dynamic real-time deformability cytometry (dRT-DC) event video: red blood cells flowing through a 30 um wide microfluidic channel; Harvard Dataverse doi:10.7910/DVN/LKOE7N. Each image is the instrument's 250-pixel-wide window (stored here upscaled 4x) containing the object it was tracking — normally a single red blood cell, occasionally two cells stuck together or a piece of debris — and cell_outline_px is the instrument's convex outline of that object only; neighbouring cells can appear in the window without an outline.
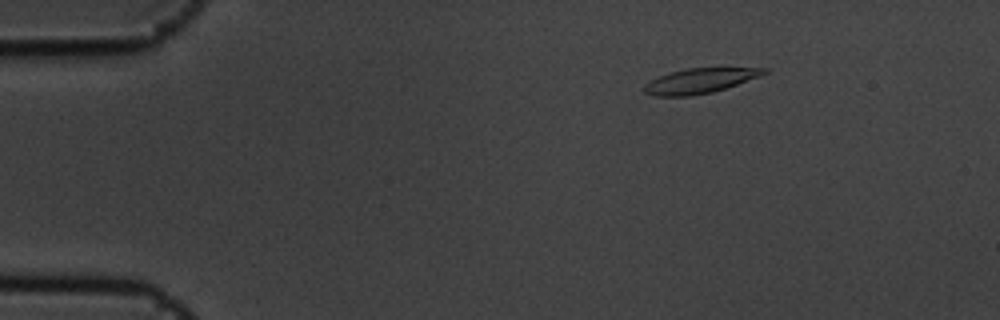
{"species": "common noctule bat (a hibernating species)", "species_latin": "Nyctalus noctula", "temperature_condition": "cold", "stored_images_in_passage": 8, "camera_frame_rate_fps": 3000, "um_per_image_px": 0.085, "animal": {"sex": "male", "body_mass_g": 19.5, "forearm_length_mm": 54.6}, "frame": {"image": 1, "passage_image": 3, "time_ms": 0.667, "image_size_px": [1000, 320], "cell_outline_px": [[768, 72], [760, 76], [712, 92], [692, 96], [652, 96], [644, 92], [644, 84], [660, 76], [684, 68], [768, 68]], "centroid_in_image_um": [59.46, 6.87], "position_along_channel_um": 25.5, "area_um2": 17.17}}
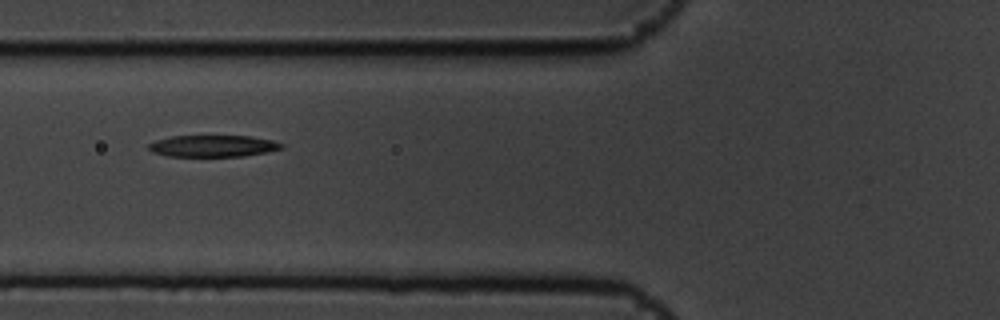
{"frame": {"image": 2, "passage_image": 7, "time_ms": 2.0, "image_size_px": [1000, 320], "cell_outline_px": [[284, 148], [268, 152], [244, 156], [168, 156], [152, 152], [148, 148], [148, 144], [156, 140], [172, 136], [248, 136], [272, 140], [284, 144]], "centroid_in_image_um": [18.12, 12.41], "position_along_channel_um": 107.7, "area_um2": 16.76}}
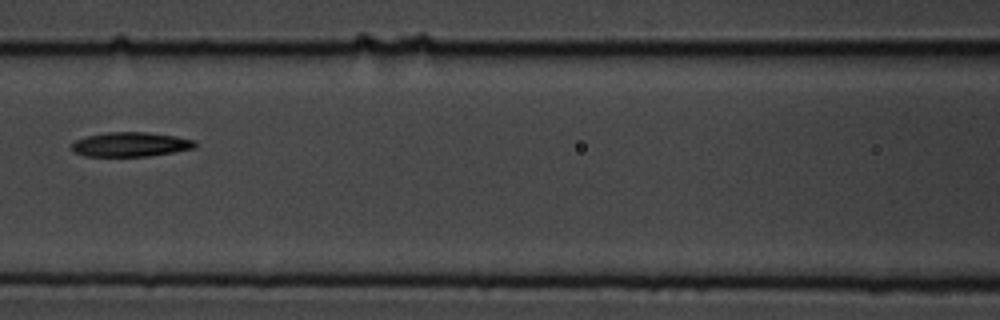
{"frame": {"image": 3, "passage_image": 8, "time_ms": 2.333, "image_size_px": [1000, 320], "cell_outline_px": [[196, 148], [148, 156], [84, 156], [76, 152], [72, 148], [72, 144], [76, 140], [88, 136], [108, 132], [144, 132], [176, 136], [196, 140]], "centroid_in_image_um": [11.14, 12.27], "position_along_channel_um": 155.5, "area_um2": 17.4}}